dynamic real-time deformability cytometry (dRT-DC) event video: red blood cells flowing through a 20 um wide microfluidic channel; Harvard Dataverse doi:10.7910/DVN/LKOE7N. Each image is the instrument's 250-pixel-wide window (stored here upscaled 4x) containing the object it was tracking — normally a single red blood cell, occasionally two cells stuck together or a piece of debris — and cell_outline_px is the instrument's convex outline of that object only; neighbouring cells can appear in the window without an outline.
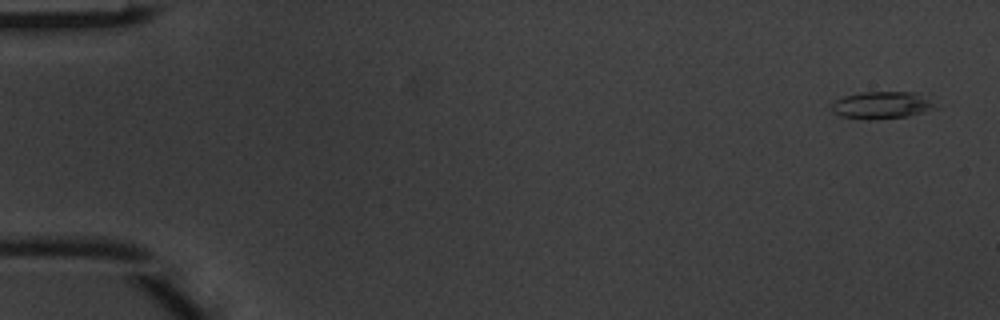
{"species": "common noctule bat (a hibernating species)", "species_latin": "Nyctalus noctula", "temperature_condition": "warm", "stored_images_in_passage": 6, "camera_frame_rate_fps": 3000, "um_per_image_px": 0.085, "animal": {"sex": "male", "body_mass_g": 20.1, "forearm_length_mm": 53.5}, "frame": {"image": 1, "passage_image": 1, "time_ms": 0.0, "image_size_px": [1000, 320], "cell_outline_px": [[936, 108], [908, 116], [868, 120], [840, 116], [832, 112], [832, 104], [836, 100], [844, 96], [860, 92], [916, 92], [928, 100]], "centroid_in_image_um": [74.88, 8.94], "position_along_channel_um": 10.1, "area_um2": 16.18}}
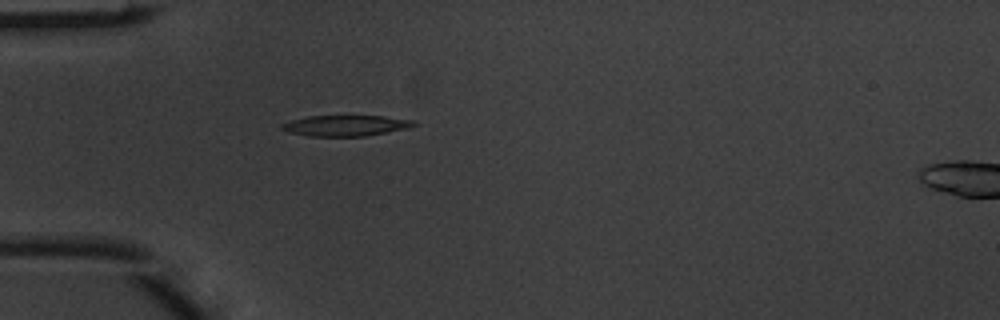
{"frame": {"image": 2, "passage_image": 5, "time_ms": 1.333, "image_size_px": [1000, 320], "cell_outline_px": [[420, 124], [408, 128], [364, 136], [308, 136], [288, 132], [280, 128], [280, 124], [292, 120], [308, 116], [384, 116], [416, 120]], "centroid_in_image_um": [29.41, 10.67], "position_along_channel_um": 55.6, "area_um2": 16.07}}